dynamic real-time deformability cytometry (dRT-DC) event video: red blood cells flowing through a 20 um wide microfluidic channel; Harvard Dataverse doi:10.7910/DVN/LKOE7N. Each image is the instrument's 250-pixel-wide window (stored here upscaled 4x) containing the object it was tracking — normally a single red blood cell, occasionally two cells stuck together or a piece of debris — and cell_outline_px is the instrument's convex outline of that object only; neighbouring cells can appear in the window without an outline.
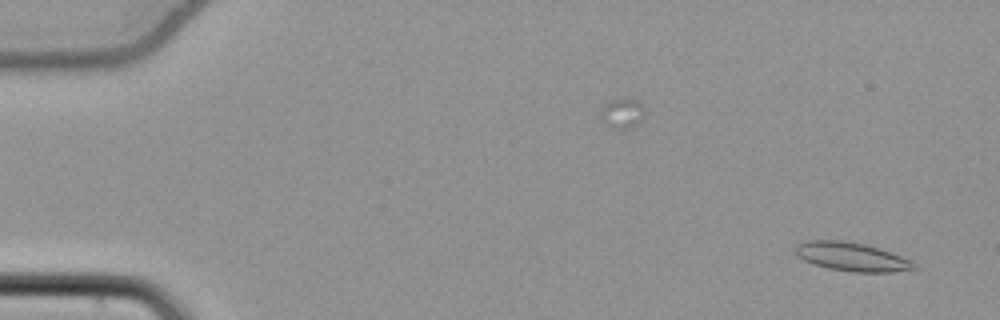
{"species": "common noctule bat (a hibernating species)", "species_latin": "Nyctalus noctula", "temperature_condition": "cold", "stored_images_in_passage": 55, "camera_frame_rate_fps": 3000, "um_per_image_px": 0.085, "animal": {"sex": "female", "body_mass_g": 22.7, "forearm_length_mm": 54.2}, "frame": {"image": 1, "passage_image": 3, "time_ms": 0.667, "image_size_px": [1000, 320], "cell_outline_px": [[920, 268], [892, 272], [852, 272], [828, 268], [804, 260], [796, 256], [796, 244], [808, 240], [844, 240], [864, 244], [912, 260]], "centroid_in_image_um": [72.4, 21.83], "position_along_channel_um": 12.6, "area_um2": 19.71}}
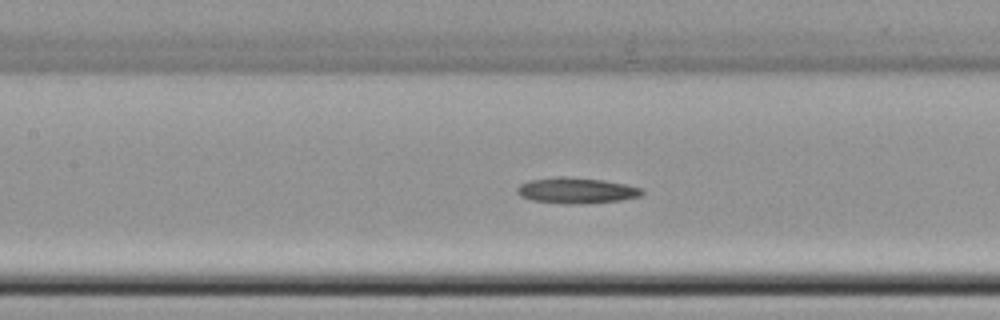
{"frame": {"image": 2, "passage_image": 26, "time_ms": 8.333, "image_size_px": [1000, 320], "cell_outline_px": [[644, 192], [640, 196], [620, 200], [568, 204], [564, 204], [532, 200], [520, 196], [516, 192], [516, 188], [520, 184], [528, 180], [564, 176], [604, 180], [644, 188]], "centroid_in_image_um": [48.97, 16.18], "position_along_channel_um": 158.4, "area_um2": 18.67}}
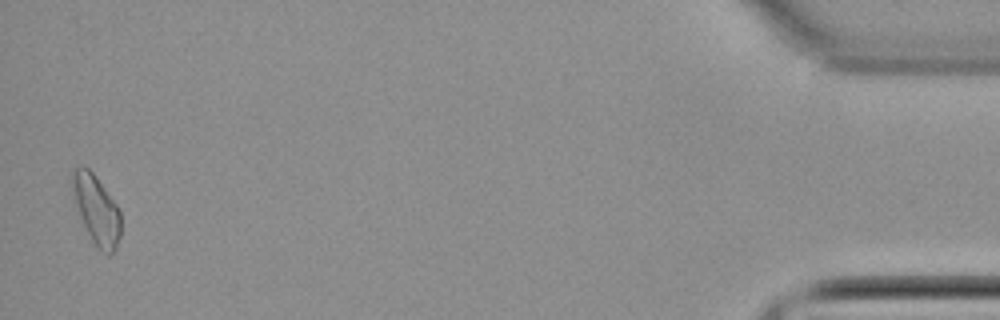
{"frame": {"image": 3, "passage_image": 54, "time_ms": 17.667, "image_size_px": [1000, 320], "cell_outline_px": [[120, 236], [116, 252], [108, 256], [100, 252], [92, 240], [80, 216], [72, 192], [68, 176], [76, 168], [88, 168], [96, 176], [116, 204], [120, 212]], "centroid_in_image_um": [8.19, 17.86], "position_along_channel_um": 427.0, "area_um2": 19.59}}